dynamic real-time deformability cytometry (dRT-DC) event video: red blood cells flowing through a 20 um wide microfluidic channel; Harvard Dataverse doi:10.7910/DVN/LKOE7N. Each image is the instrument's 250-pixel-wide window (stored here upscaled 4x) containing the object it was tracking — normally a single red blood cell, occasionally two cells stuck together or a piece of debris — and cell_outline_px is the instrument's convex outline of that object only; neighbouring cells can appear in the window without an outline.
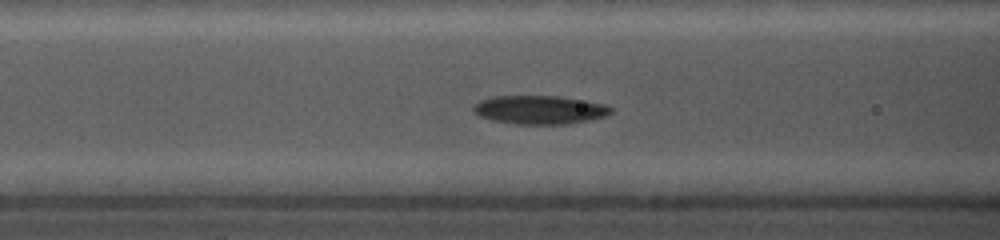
{"species": "common noctule bat (a hibernating species)", "species_latin": "Nyctalus noctula", "temperature_condition": "cold", "stored_images_in_passage": 24, "camera_frame_rate_fps": 5000, "um_per_image_px": 0.085, "animal": {"sex": "female", "body_mass_g": 19.0, "forearm_length_mm": 56.7}, "frame": {"image": 1, "passage_image": 9, "time_ms": 5.2, "image_size_px": [1000, 240], "cell_outline_px": [[612, 112], [604, 116], [588, 120], [568, 124], [516, 124], [492, 120], [480, 116], [472, 112], [472, 108], [480, 100], [492, 96], [560, 96], [604, 104], [612, 108]], "centroid_in_image_um": [45.84, 9.33], "position_along_channel_um": 120.8, "area_um2": 22.83}}
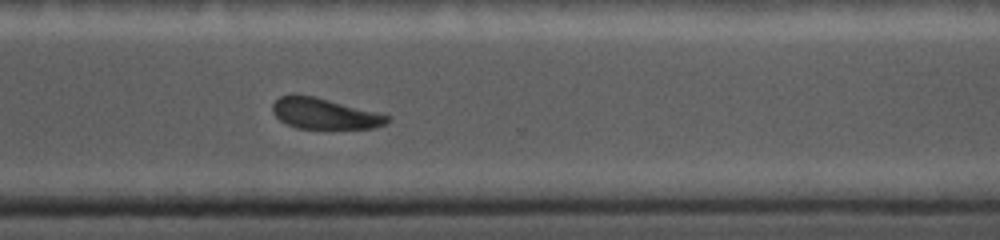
{"frame": {"image": 2, "passage_image": 19, "time_ms": 11.2, "image_size_px": [1000, 240], "cell_outline_px": [[392, 116], [384, 124], [372, 128], [296, 128], [280, 120], [272, 112], [272, 104], [280, 96], [292, 92], [312, 96], [380, 112]], "centroid_in_image_um": [27.55, 9.63], "position_along_channel_um": 343.0, "area_um2": 20.69}}
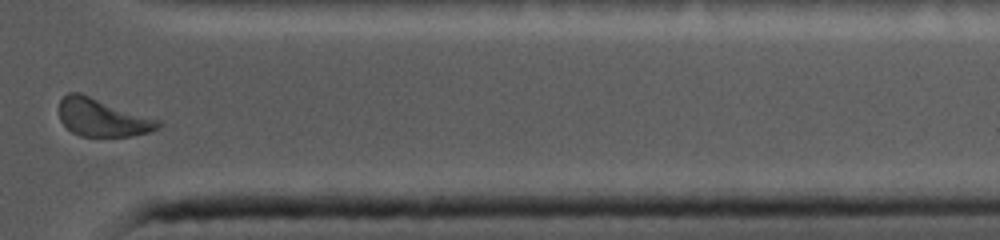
{"frame": {"image": 3, "passage_image": 22, "time_ms": 12.8, "image_size_px": [1000, 240], "cell_outline_px": [[164, 124], [160, 128], [152, 132], [132, 136], [80, 136], [72, 132], [60, 120], [60, 100], [68, 92], [80, 92], [160, 120]], "centroid_in_image_um": [8.75, 10.0], "position_along_channel_um": 402.6, "area_um2": 21.96}}